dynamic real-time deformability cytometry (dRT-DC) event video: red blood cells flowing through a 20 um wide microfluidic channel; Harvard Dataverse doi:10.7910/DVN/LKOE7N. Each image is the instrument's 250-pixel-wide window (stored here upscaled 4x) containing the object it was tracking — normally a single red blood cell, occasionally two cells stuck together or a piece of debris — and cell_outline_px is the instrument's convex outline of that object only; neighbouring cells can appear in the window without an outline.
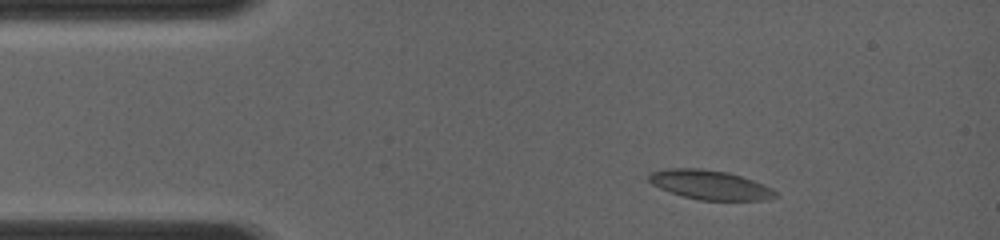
{"species": "common noctule bat (a hibernating species)", "species_latin": "Nyctalus noctula", "temperature_condition": "room temperature", "stored_images_in_passage": 14, "camera_frame_rate_fps": 4000, "um_per_image_px": 0.085, "animal": {"sex": "female", "body_mass_g": 19.0, "forearm_length_mm": 56.7}, "frame": {"image": 1, "passage_image": 1, "time_ms": 0.0, "image_size_px": [1000, 240], "cell_outline_px": [[780, 196], [764, 200], [700, 200], [684, 196], [660, 188], [652, 184], [648, 180], [648, 176], [652, 172], [668, 168], [700, 168], [728, 172], [764, 184], [772, 188]], "centroid_in_image_um": [60.37, 15.71], "position_along_channel_um": 24.6, "area_um2": 21.5}}
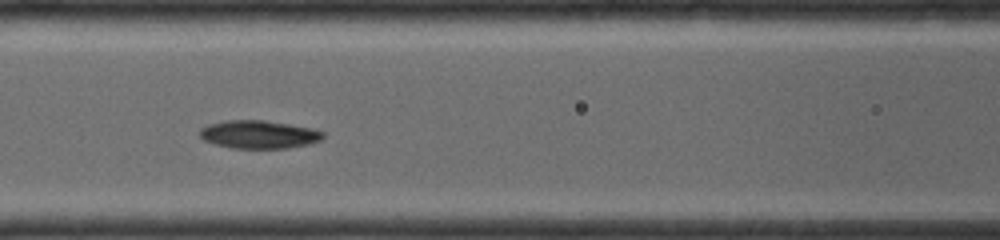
{"frame": {"image": 2, "passage_image": 10, "time_ms": 4.0, "image_size_px": [1000, 240], "cell_outline_px": [[324, 136], [320, 140], [308, 144], [288, 148], [232, 148], [216, 144], [204, 140], [200, 136], [200, 128], [208, 124], [224, 120], [264, 120], [312, 128], [324, 132]], "centroid_in_image_um": [21.99, 11.42], "position_along_channel_um": 144.6, "area_um2": 20.11}}
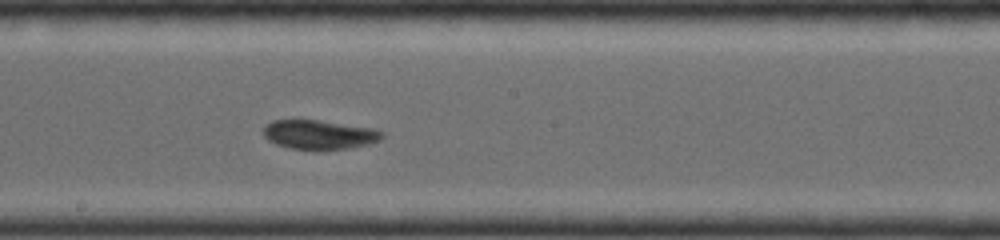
{"frame": {"image": 3, "passage_image": 14, "time_ms": 5.75, "image_size_px": [1000, 240], "cell_outline_px": [[384, 136], [380, 140], [368, 144], [348, 148], [288, 148], [276, 144], [268, 140], [264, 136], [264, 124], [272, 120], [316, 120], [372, 128], [384, 132]], "centroid_in_image_um": [27.11, 11.42], "position_along_channel_um": 221.1, "area_um2": 19.77}}